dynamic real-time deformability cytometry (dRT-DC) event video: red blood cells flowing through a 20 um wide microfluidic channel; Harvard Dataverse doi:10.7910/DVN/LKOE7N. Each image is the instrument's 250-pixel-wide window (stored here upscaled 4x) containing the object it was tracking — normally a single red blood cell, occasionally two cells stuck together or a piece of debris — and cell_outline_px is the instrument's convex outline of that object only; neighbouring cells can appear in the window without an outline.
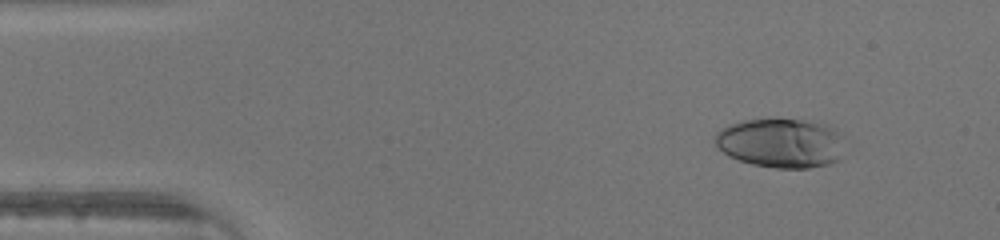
{"species": "human", "species_latin": "Homo sapiens", "temperature_condition": "warm", "stored_images_in_passage": 43, "camera_frame_rate_fps": 3000, "um_per_image_px": 0.085, "donor": {"sex": "male"}, "frame": {"image": 1, "passage_image": 2, "time_ms": 0.333, "image_size_px": [1000, 240], "cell_outline_px": [[836, 160], [828, 164], [808, 168], [776, 168], [752, 164], [728, 156], [716, 144], [716, 132], [720, 128], [728, 124], [744, 120], [800, 120], [828, 124], [836, 128]], "centroid_in_image_um": [66.24, 12.15], "position_along_channel_um": 18.8, "area_um2": 36.07}}
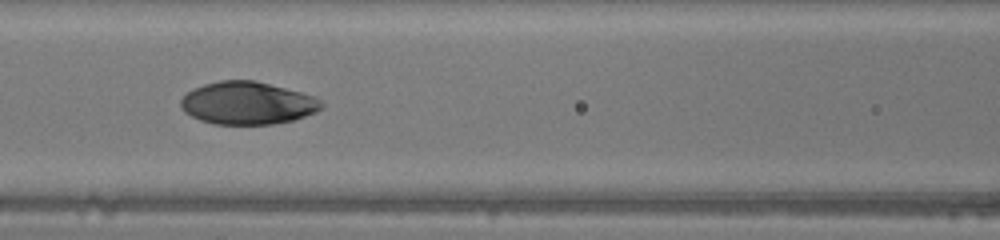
{"frame": {"image": 2, "passage_image": 17, "time_ms": 5.333, "image_size_px": [1000, 240], "cell_outline_px": [[324, 108], [316, 112], [292, 120], [272, 124], [216, 124], [200, 120], [184, 112], [180, 104], [180, 100], [192, 88], [204, 84], [220, 80], [256, 80], [316, 96], [324, 104]], "centroid_in_image_um": [21.05, 8.75], "position_along_channel_um": 145.5, "area_um2": 35.08}}
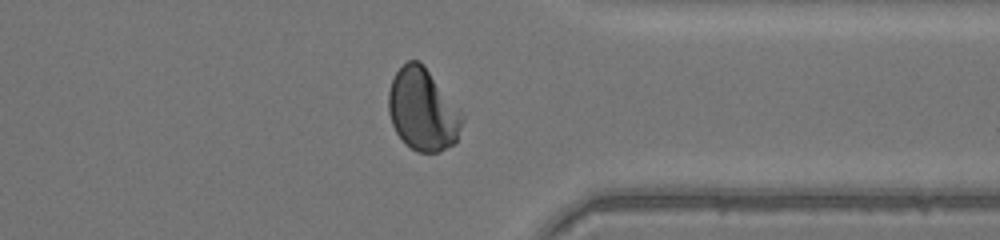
{"frame": {"image": 3, "passage_image": 33, "time_ms": 10.667, "image_size_px": [1000, 240], "cell_outline_px": [[464, 120], [456, 140], [452, 144], [440, 152], [416, 152], [396, 132], [392, 124], [388, 112], [388, 92], [392, 80], [396, 72], [408, 60], [420, 60]], "centroid_in_image_um": [35.87, 9.34], "position_along_channel_um": 375.5, "area_um2": 34.22}}